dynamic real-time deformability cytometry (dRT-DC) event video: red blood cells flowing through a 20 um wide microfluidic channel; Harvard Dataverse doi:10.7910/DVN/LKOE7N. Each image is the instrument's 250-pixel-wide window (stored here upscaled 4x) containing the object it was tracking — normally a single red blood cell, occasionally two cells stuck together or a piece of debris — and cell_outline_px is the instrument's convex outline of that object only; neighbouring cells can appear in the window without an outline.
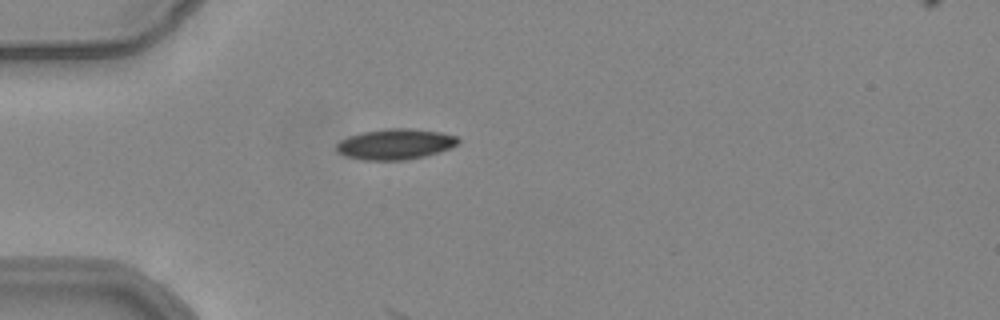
{"species": "common noctule bat (a hibernating species)", "species_latin": "Nyctalus noctula", "temperature_condition": "warm", "stored_images_in_passage": 6, "camera_frame_rate_fps": 3000, "um_per_image_px": 0.085, "animal": {"sex": "female", "body_mass_g": 24.6, "forearm_length_mm": 56.2}, "frame": {"image": 1, "passage_image": 1, "time_ms": 0.0, "image_size_px": [1000, 320], "cell_outline_px": [[460, 140], [456, 144], [440, 152], [424, 156], [404, 160], [364, 160], [344, 156], [336, 152], [336, 144], [340, 140], [348, 136], [364, 132], [388, 128], [408, 128], [440, 132], [456, 136]], "centroid_in_image_um": [33.55, 12.25], "position_along_channel_um": 51.4, "area_um2": 21.68}}
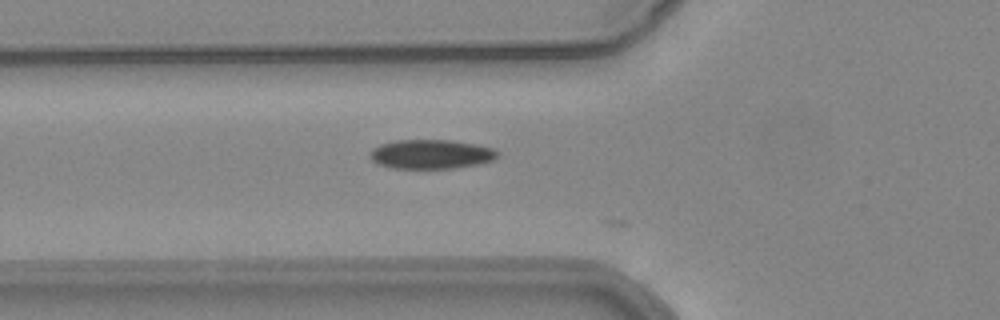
{"frame": {"image": 2, "passage_image": 5, "time_ms": 1.333, "image_size_px": [1000, 320], "cell_outline_px": [[496, 156], [492, 160], [480, 164], [452, 168], [392, 168], [376, 164], [368, 156], [372, 148], [380, 144], [396, 140], [448, 140], [476, 144], [492, 148], [496, 152]], "centroid_in_image_um": [36.57, 13.11], "position_along_channel_um": 89.2, "area_um2": 21.68}}